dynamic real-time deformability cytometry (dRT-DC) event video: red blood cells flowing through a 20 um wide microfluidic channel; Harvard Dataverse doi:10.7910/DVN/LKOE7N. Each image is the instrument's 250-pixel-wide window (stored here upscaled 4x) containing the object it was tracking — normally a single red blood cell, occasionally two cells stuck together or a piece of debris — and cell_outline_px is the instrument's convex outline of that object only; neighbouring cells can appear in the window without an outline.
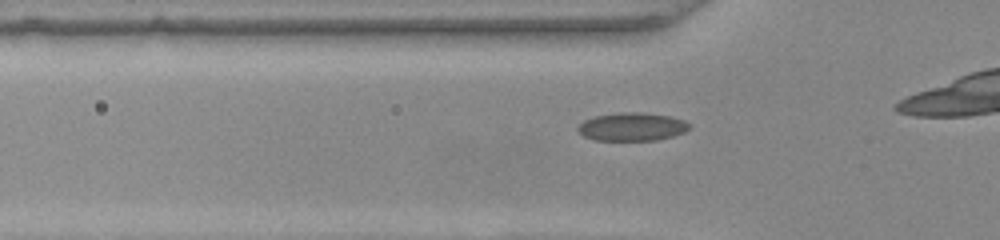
{"species": "common noctule bat (a hibernating species)", "species_latin": "Nyctalus noctula", "temperature_condition": "warm", "stored_images_in_passage": 27, "camera_frame_rate_fps": 3000, "um_per_image_px": 0.085, "animal": {"sex": "female", "body_mass_g": 22.0, "forearm_length_mm": 56.7}, "frame": {"image": 1, "passage_image": 6, "time_ms": 1.667, "image_size_px": [1000, 240], "cell_outline_px": [[688, 128], [684, 132], [672, 136], [656, 140], [596, 140], [584, 136], [576, 128], [584, 120], [596, 116], [620, 112], [644, 112], [668, 116], [684, 120], [688, 124]], "centroid_in_image_um": [53.7, 10.77], "position_along_channel_um": 72.1, "area_um2": 18.09}}
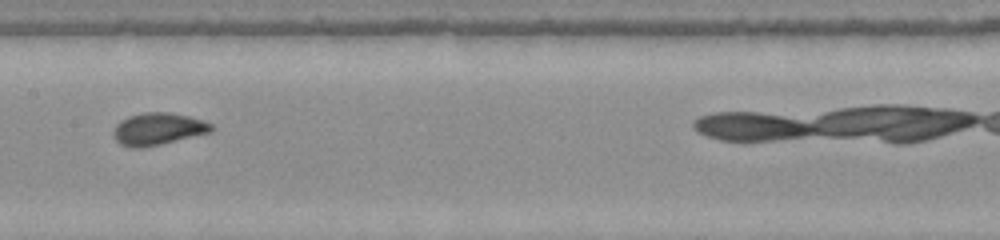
{"frame": {"image": 2, "passage_image": 15, "time_ms": 4.667, "image_size_px": [1000, 240], "cell_outline_px": [[216, 128], [212, 132], [160, 144], [140, 148], [132, 148], [120, 144], [116, 140], [116, 124], [120, 120], [128, 116], [144, 112], [168, 112], [188, 116], [212, 124]], "centroid_in_image_um": [13.46, 10.95], "position_along_channel_um": 193.9, "area_um2": 18.15}}
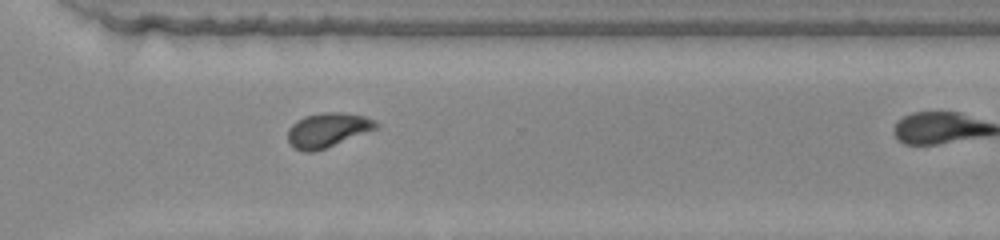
{"frame": {"image": 3, "passage_image": 26, "time_ms": 8.333, "image_size_px": [1000, 240], "cell_outline_px": [[380, 128], [324, 148], [312, 152], [304, 152], [296, 148], [288, 140], [288, 128], [296, 120], [304, 116], [324, 112], [344, 112], [364, 116], [380, 124]], "centroid_in_image_um": [27.87, 11.03], "position_along_channel_um": 342.7, "area_um2": 17.63}}